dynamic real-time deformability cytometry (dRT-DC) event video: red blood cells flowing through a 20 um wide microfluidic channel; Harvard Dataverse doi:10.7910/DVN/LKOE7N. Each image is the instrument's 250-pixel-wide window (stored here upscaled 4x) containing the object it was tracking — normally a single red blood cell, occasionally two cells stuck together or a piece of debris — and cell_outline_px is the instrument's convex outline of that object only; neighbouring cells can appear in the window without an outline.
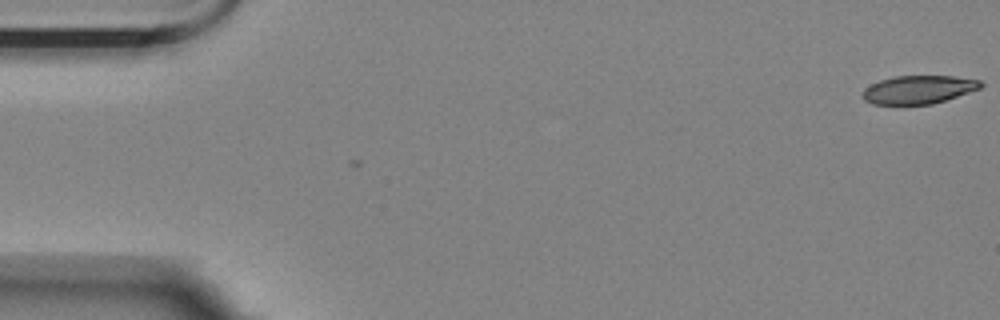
{"species": "Egyptian fruit bat (a non-hibernating species)", "species_latin": "Rousettus aegyptiacus", "temperature_condition": "room temperature", "stored_images_in_passage": 2, "camera_frame_rate_fps": 3000, "um_per_image_px": 0.085, "animal": {"sex": "female"}, "frame": {"image": 1, "passage_image": 1, "time_ms": 0.0, "image_size_px": [1000, 320], "cell_outline_px": [[984, 84], [980, 88], [932, 104], [872, 104], [864, 100], [860, 96], [860, 92], [864, 88], [880, 80], [892, 76], [952, 76], [980, 80]], "centroid_in_image_um": [78.01, 7.61], "position_along_channel_um": 7.0, "area_um2": 19.42}}